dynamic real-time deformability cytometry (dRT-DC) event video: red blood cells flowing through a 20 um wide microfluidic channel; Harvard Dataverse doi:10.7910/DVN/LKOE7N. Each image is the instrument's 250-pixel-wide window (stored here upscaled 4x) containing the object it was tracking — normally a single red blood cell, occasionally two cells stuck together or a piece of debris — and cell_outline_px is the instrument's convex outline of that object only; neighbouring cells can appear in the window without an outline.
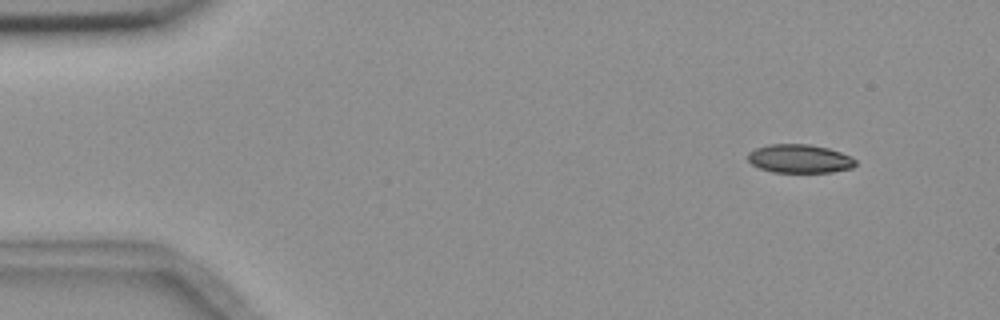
{"species": "common noctule bat (a hibernating species)", "species_latin": "Nyctalus noctula", "temperature_condition": "room temperature", "stored_images_in_passage": 5, "camera_frame_rate_fps": 3000, "um_per_image_px": 0.085, "animal": {"sex": "female", "body_mass_g": 18.4}, "frame": {"image": 1, "passage_image": 1, "time_ms": 0.0, "image_size_px": [1000, 320], "cell_outline_px": [[856, 164], [852, 168], [832, 172], [772, 172], [760, 168], [752, 164], [748, 160], [748, 152], [756, 148], [768, 144], [808, 144], [828, 148], [852, 156], [856, 160]], "centroid_in_image_um": [67.98, 13.49], "position_along_channel_um": 17.0, "area_um2": 17.98}}
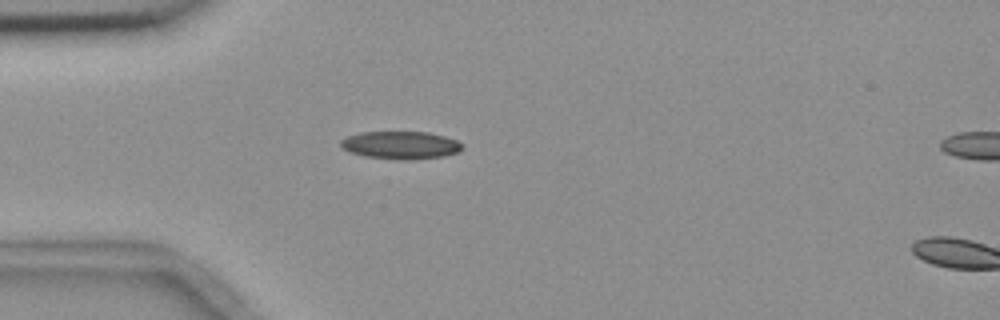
{"frame": {"image": 2, "passage_image": 4, "time_ms": 3.333, "image_size_px": [1000, 320], "cell_outline_px": [[464, 148], [456, 152], [444, 156], [364, 156], [352, 152], [344, 148], [340, 144], [340, 140], [348, 136], [360, 132], [428, 132], [444, 136], [456, 140], [464, 144]], "centroid_in_image_um": [34.06, 12.26], "position_along_channel_um": 50.9, "area_um2": 18.32}}